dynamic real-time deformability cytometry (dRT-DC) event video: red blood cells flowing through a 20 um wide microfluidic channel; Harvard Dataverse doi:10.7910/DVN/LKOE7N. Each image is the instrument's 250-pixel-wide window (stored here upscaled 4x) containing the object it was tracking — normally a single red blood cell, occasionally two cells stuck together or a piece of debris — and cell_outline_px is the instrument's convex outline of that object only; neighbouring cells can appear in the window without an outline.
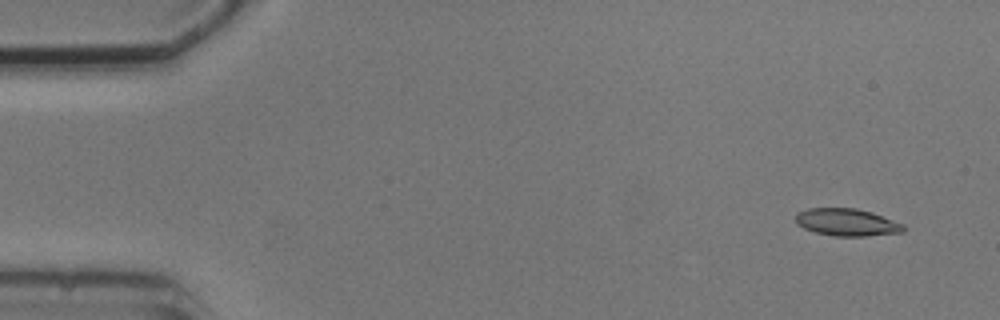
{"species": "common noctule bat (a hibernating species)", "species_latin": "Nyctalus noctula", "temperature_condition": "cold", "stored_images_in_passage": 5, "camera_frame_rate_fps": 3000, "um_per_image_px": 0.085, "animal": {"sex": "male", "body_mass_g": 20.5, "forearm_length_mm": 52.5}, "frame": {"image": 1, "passage_image": 1, "time_ms": 0.0, "image_size_px": [1000, 320], "cell_outline_px": [[904, 232], [864, 236], [832, 236], [816, 232], [804, 228], [796, 224], [796, 212], [808, 208], [856, 208], [872, 212], [904, 224]], "centroid_in_image_um": [71.97, 18.89], "position_along_channel_um": 13.0, "area_um2": 17.22}}
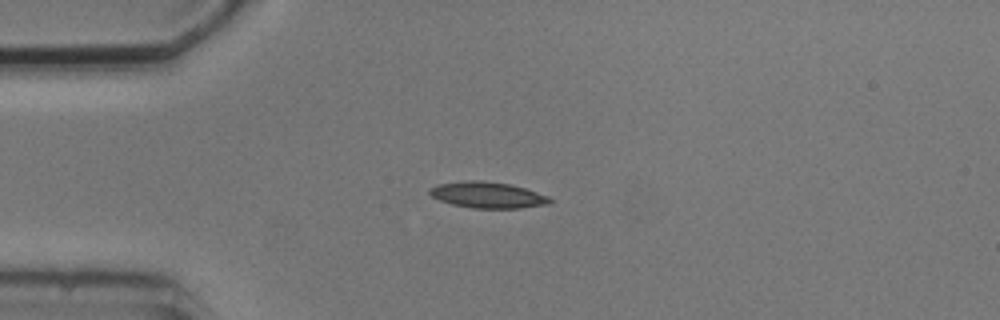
{"frame": {"image": 2, "passage_image": 4, "time_ms": 3.333, "image_size_px": [1000, 320], "cell_outline_px": [[552, 200], [548, 204], [520, 208], [472, 208], [452, 204], [440, 200], [432, 196], [428, 192], [428, 188], [436, 184], [464, 180], [484, 180], [512, 184], [548, 196]], "centroid_in_image_um": [41.4, 16.56], "position_along_channel_um": 43.6, "area_um2": 18.44}}